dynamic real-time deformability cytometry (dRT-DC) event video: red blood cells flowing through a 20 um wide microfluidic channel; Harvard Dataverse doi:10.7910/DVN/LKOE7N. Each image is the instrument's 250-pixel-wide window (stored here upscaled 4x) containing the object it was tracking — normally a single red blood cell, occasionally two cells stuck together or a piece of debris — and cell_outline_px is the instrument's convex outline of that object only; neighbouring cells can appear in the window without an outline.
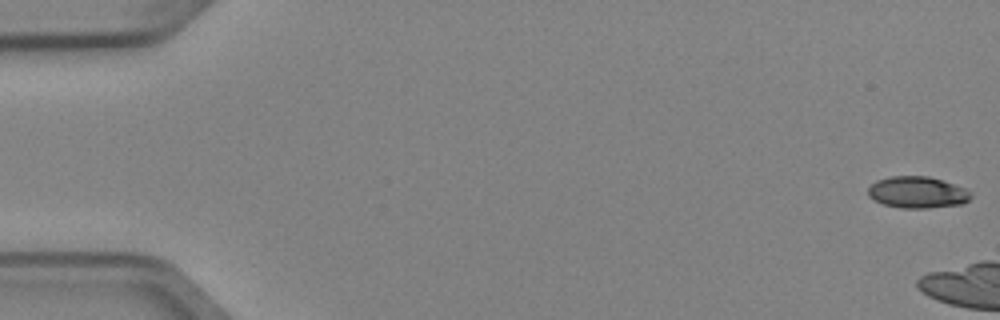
{"species": "Egyptian fruit bat (a non-hibernating species)", "species_latin": "Rousettus aegyptiacus", "temperature_condition": "cold", "stored_images_in_passage": 15, "camera_frame_rate_fps": 3000, "um_per_image_px": 0.085, "animal": {"sex": "female"}, "frame": {"image": 1, "passage_image": 1, "time_ms": 0.0, "image_size_px": [1000, 320], "cell_outline_px": [[972, 196], [968, 200], [960, 204], [928, 208], [900, 208], [884, 204], [868, 196], [868, 188], [876, 180], [888, 176], [928, 176], [968, 188], [972, 192]], "centroid_in_image_um": [78.0, 16.34], "position_along_channel_um": 7.0, "area_um2": 19.02}}